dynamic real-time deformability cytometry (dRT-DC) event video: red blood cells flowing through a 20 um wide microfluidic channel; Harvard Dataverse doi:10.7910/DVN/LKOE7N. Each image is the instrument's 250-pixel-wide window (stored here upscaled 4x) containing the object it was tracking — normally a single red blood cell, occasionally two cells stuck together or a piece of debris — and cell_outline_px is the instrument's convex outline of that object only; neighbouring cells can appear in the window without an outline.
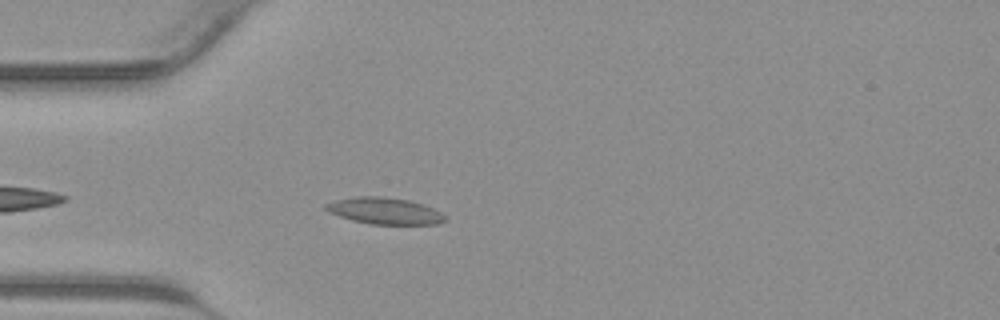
{"species": "common noctule bat (a hibernating species)", "species_latin": "Nyctalus noctula", "temperature_condition": "warm", "stored_images_in_passage": 12, "camera_frame_rate_fps": 3000, "um_per_image_px": 0.085, "animal": {"sex": "male", "body_mass_g": 23.1, "forearm_length_mm": 52.7}, "frame": {"image": 1, "passage_image": 3, "time_ms": 0.667, "image_size_px": [1000, 320], "cell_outline_px": [[448, 220], [436, 224], [368, 224], [352, 220], [328, 212], [324, 208], [324, 204], [336, 200], [356, 196], [380, 196], [408, 200], [424, 204], [440, 212]], "centroid_in_image_um": [32.67, 17.92], "position_along_channel_um": 52.3, "area_um2": 18.44}}